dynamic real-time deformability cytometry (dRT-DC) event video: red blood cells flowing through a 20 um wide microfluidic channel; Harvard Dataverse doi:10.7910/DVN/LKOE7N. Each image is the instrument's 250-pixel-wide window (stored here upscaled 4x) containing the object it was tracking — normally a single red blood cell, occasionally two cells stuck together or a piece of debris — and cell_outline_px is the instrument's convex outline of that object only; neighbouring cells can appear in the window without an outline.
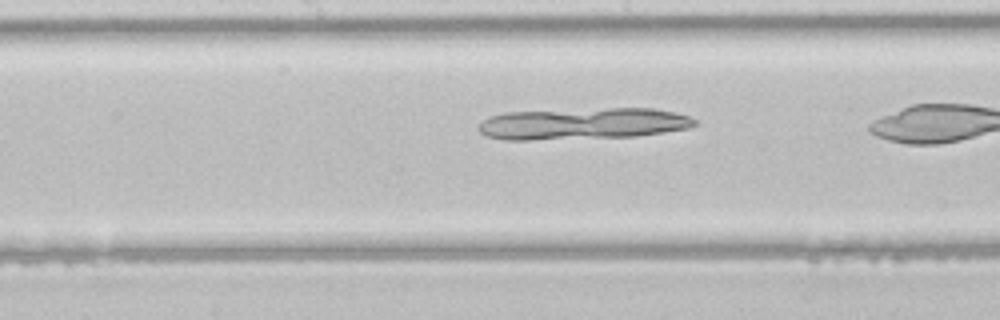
{"species": "common noctule bat (a hibernating species)", "species_latin": "Nyctalus noctula", "temperature_condition": "room temperature", "stored_images_in_passage": 22, "camera_frame_rate_fps": 3000, "um_per_image_px": 0.085, "animal": {"sex": "male", "body_mass_g": 21.5, "forearm_length_mm": 52.0}, "frame": {"image": 1, "passage_image": 10, "time_ms": 3.0, "image_size_px": [1000, 320], "cell_outline_px": [[696, 124], [688, 128], [632, 136], [528, 140], [504, 140], [484, 136], [476, 128], [488, 116], [508, 112], [608, 108], [652, 108], [676, 112], [688, 116], [696, 120]], "centroid_in_image_um": [49.48, 10.51], "position_along_channel_um": 198.7, "area_um2": 39.59}}